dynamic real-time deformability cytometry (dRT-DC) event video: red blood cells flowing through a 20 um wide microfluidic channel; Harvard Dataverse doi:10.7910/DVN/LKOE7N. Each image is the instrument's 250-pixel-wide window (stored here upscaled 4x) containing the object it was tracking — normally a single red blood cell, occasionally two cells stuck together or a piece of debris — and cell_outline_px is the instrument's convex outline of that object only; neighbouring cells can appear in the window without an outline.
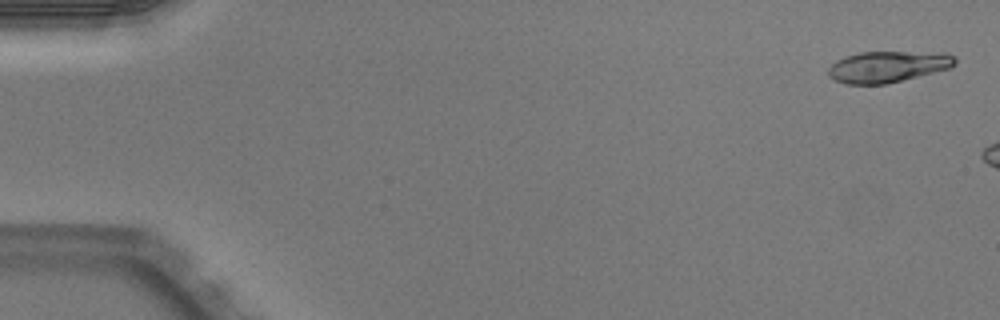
{"species": "Egyptian fruit bat (a non-hibernating species)", "species_latin": "Rousettus aegyptiacus", "temperature_condition": "warm", "stored_images_in_passage": 7, "camera_frame_rate_fps": 3000, "um_per_image_px": 0.085, "animal": {"sex": "male"}, "frame": {"image": 1, "passage_image": 2, "time_ms": 0.333, "image_size_px": [1000, 320], "cell_outline_px": [[956, 64], [952, 68], [884, 84], [844, 84], [828, 76], [828, 68], [836, 60], [844, 56], [860, 52], [944, 52], [956, 56]], "centroid_in_image_um": [75.48, 5.65], "position_along_channel_um": 9.5, "area_um2": 23.24}}